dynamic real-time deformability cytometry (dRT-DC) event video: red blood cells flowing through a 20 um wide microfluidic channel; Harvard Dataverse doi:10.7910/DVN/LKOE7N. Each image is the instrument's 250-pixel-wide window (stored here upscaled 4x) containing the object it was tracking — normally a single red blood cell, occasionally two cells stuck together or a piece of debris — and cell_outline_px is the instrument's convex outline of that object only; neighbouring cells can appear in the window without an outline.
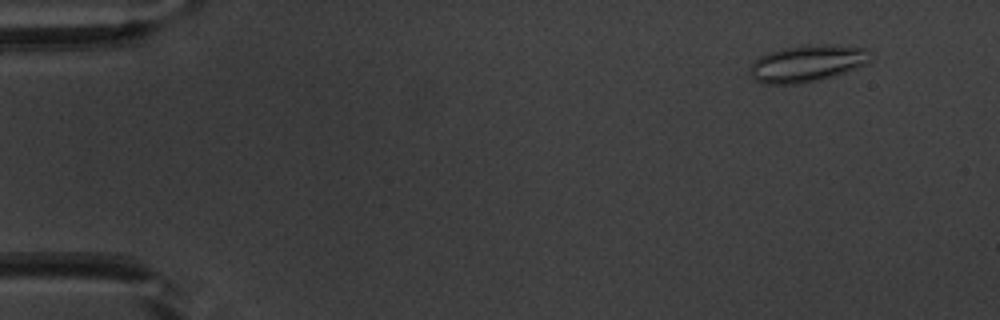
{"species": "common noctule bat (a hibernating species)", "species_latin": "Nyctalus noctula", "temperature_condition": "warm", "stored_images_in_passage": 51, "camera_frame_rate_fps": 3000, "um_per_image_px": 0.085, "animal": {"sex": "male", "body_mass_g": 20.1, "forearm_length_mm": 53.5}, "frame": {"image": 1, "passage_image": 2, "time_ms": 0.333, "image_size_px": [1000, 320], "cell_outline_px": [[872, 60], [868, 64], [832, 76], [800, 84], [764, 84], [756, 80], [748, 72], [748, 68], [760, 56], [768, 52], [784, 48], [812, 44], [828, 44], [864, 48]], "centroid_in_image_um": [68.58, 5.39], "position_along_channel_um": 16.4, "area_um2": 25.72}}
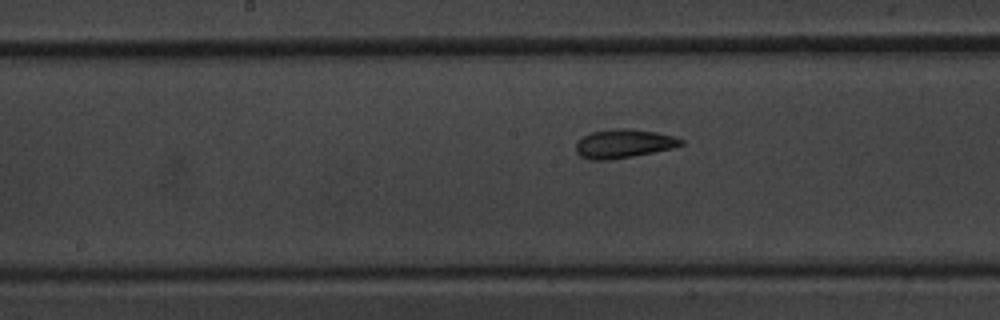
{"frame": {"image": 2, "passage_image": 25, "time_ms": 8.0, "image_size_px": [1000, 320], "cell_outline_px": [[684, 144], [672, 148], [632, 156], [608, 160], [588, 160], [580, 156], [576, 152], [576, 144], [584, 136], [592, 132], [620, 128], [628, 128], [656, 132], [672, 136], [684, 140]], "centroid_in_image_um": [53.0, 12.21], "position_along_channel_um": 195.2, "area_um2": 17.4}}
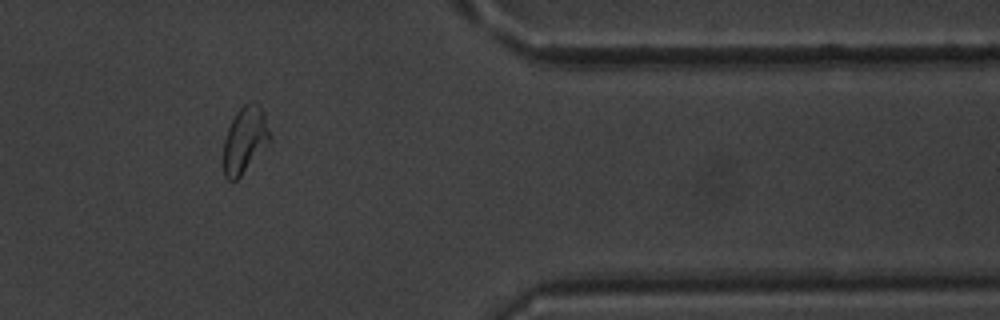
{"frame": {"image": 3, "passage_image": 42, "time_ms": 13.667, "image_size_px": [1000, 320], "cell_outline_px": [[272, 140], [240, 176], [236, 180], [228, 180], [224, 176], [224, 140], [228, 128], [236, 112], [244, 104], [252, 100], [256, 100], [260, 104], [264, 112], [272, 136]], "centroid_in_image_um": [20.85, 11.83], "position_along_channel_um": 390.5, "area_um2": 18.15}, "authors_computed_cell_mechanics": {"area_um2": 17.9758, "velocity_mm_per_s": 3.7853, "shape_relaxation_time_tau1_ms": 6.6814, "shape_relaxation_time_tau2_ms": 1.5649, "deformation_change_tau1": 0.1516, "deformation_change_tau2": 0.0842}}